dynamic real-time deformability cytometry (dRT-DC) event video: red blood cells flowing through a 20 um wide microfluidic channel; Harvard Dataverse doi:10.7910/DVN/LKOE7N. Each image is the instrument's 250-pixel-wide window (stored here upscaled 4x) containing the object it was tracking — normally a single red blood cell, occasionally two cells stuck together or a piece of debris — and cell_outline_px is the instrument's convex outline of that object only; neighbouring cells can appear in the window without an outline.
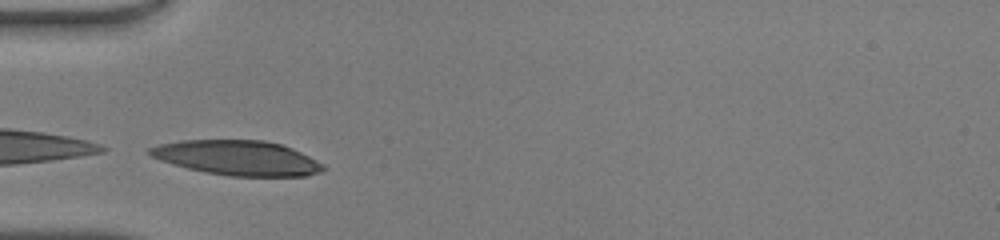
{"species": "human", "species_latin": "Homo sapiens", "temperature_condition": "warm", "stored_images_in_passage": 25, "camera_frame_rate_fps": 3000, "um_per_image_px": 0.085, "donor": {"sex": "male"}, "frame": {"image": 1, "passage_image": 1, "time_ms": 0.0, "image_size_px": [1000, 240], "cell_outline_px": [[328, 168], [320, 172], [304, 176], [228, 176], [204, 172], [188, 168], [160, 160], [152, 156], [148, 152], [148, 148], [160, 144], [180, 140], [264, 140], [280, 144], [292, 148], [324, 164]], "centroid_in_image_um": [20.2, 13.42], "position_along_channel_um": 64.8, "area_um2": 35.08}}
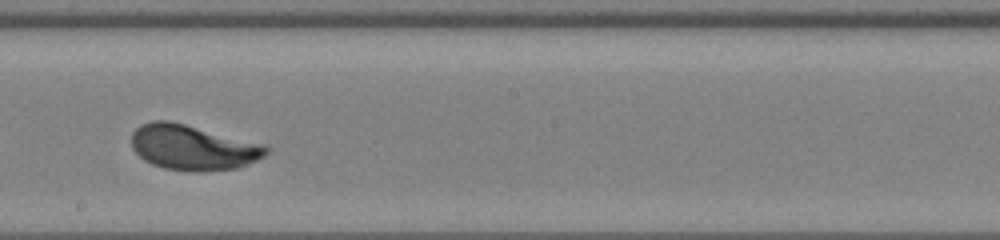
{"frame": {"image": 2, "passage_image": 13, "time_ms": 4.0, "image_size_px": [1000, 240], "cell_outline_px": [[268, 152], [264, 156], [248, 164], [236, 168], [200, 172], [192, 172], [164, 168], [152, 164], [144, 160], [132, 148], [132, 132], [140, 124], [152, 120], [168, 120], [264, 144], [268, 148]], "centroid_in_image_um": [16.37, 12.54], "position_along_channel_um": 231.8, "area_um2": 35.37}}
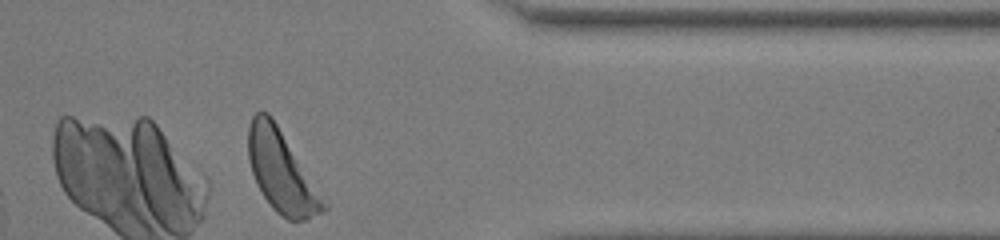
{"frame": {"image": 3, "passage_image": 25, "time_ms": 8.0, "image_size_px": [1000, 240], "cell_outline_px": [[328, 208], [304, 220], [288, 220], [276, 212], [272, 208], [264, 196], [252, 172], [248, 160], [248, 128], [252, 116], [260, 108], [268, 112], [272, 116], [328, 204]], "centroid_in_image_um": [23.9, 14.54], "position_along_channel_um": 387.5, "area_um2": 35.37}, "authors_computed_cell_mechanics": {"area_um2": 34.7378, "velocity_mm_per_s": 4.2302, "shape_relaxation_time_tau1_ms": 2.4786, "shape_relaxation_time_tau2_ms": null, "deformation_change_tau1": 0.1883, "deformation_change_tau2": null}}